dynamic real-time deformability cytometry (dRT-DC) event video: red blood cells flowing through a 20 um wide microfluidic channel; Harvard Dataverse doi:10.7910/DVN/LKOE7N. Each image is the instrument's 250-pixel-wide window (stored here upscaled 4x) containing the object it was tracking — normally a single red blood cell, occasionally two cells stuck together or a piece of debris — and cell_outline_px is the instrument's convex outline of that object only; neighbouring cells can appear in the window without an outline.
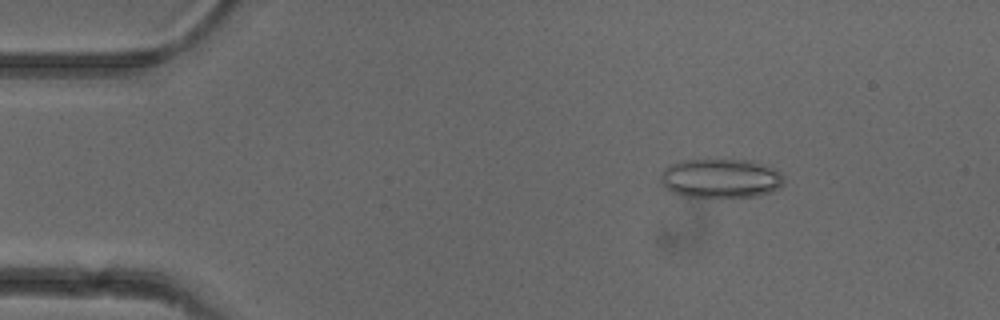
{"species": "common noctule bat (a hibernating species)", "species_latin": "Nyctalus noctula", "temperature_condition": "cold", "stored_images_in_passage": 3, "camera_frame_rate_fps": 3000, "um_per_image_px": 0.085, "animal": {"sex": "female"}, "frame": {"image": 1, "passage_image": 1, "time_ms": 0.0, "image_size_px": [1000, 320], "cell_outline_px": [[784, 184], [780, 188], [772, 192], [756, 196], [684, 196], [668, 188], [660, 180], [660, 176], [664, 168], [680, 160], [752, 160], [772, 168], [780, 172], [784, 176]], "centroid_in_image_um": [61.31, 15.14], "position_along_channel_um": 23.7, "area_um2": 27.86}}